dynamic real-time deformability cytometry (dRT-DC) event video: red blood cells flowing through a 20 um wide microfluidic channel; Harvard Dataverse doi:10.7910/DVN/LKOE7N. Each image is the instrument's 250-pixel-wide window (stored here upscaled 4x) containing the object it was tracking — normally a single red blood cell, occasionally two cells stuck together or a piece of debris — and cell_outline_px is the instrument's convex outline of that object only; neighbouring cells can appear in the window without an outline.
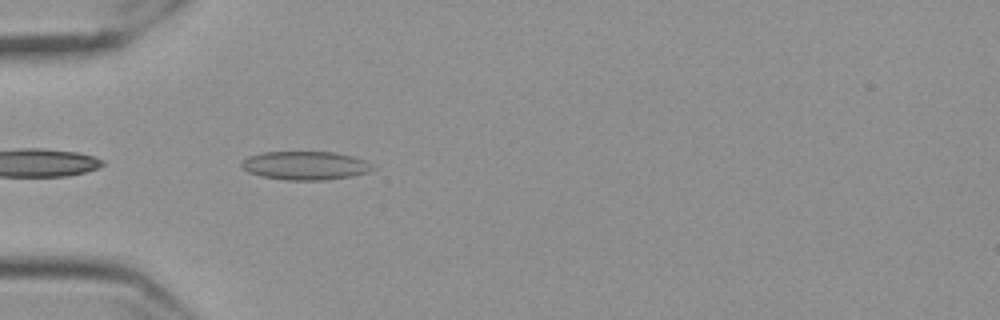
{"species": "Egyptian fruit bat (a non-hibernating species)", "species_latin": "Rousettus aegyptiacus", "temperature_condition": "cold", "stored_images_in_passage": 41, "camera_frame_rate_fps": 3000, "um_per_image_px": 0.085, "frame": {"image": 1, "passage_image": 2, "time_ms": 0.333, "image_size_px": [1000, 320], "cell_outline_px": [[376, 168], [372, 172], [352, 176], [324, 180], [288, 180], [264, 176], [248, 172], [240, 164], [240, 160], [248, 156], [264, 152], [332, 152], [352, 156], [364, 160]], "centroid_in_image_um": [25.97, 14.07], "position_along_channel_um": 59.0, "area_um2": 21.79}}
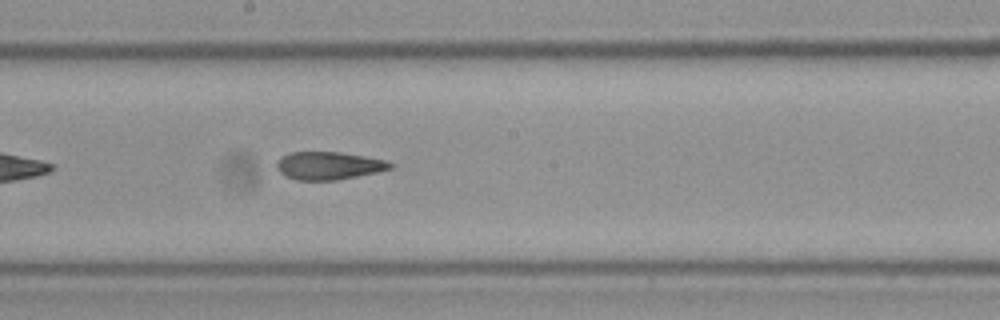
{"frame": {"image": 2, "passage_image": 16, "time_ms": 5.0, "image_size_px": [1000, 320], "cell_outline_px": [[396, 164], [392, 168], [376, 172], [336, 180], [296, 180], [284, 176], [276, 168], [276, 160], [280, 156], [288, 152], [340, 152], [364, 156], [384, 160]], "centroid_in_image_um": [27.88, 14.07], "position_along_channel_um": 220.3, "area_um2": 18.55}}
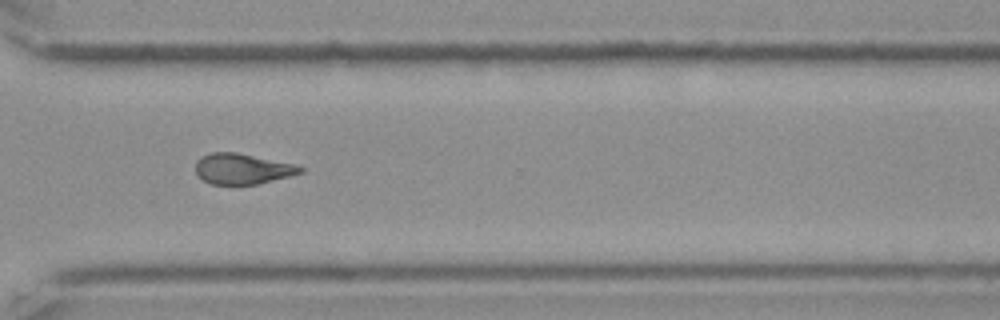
{"frame": {"image": 3, "passage_image": 27, "time_ms": 8.667, "image_size_px": [1000, 320], "cell_outline_px": [[304, 172], [256, 184], [212, 184], [204, 180], [196, 172], [196, 160], [200, 156], [212, 152], [236, 152], [296, 164], [304, 168]], "centroid_in_image_um": [20.6, 14.33], "position_along_channel_um": 350.0, "area_um2": 18.55}, "authors_computed_cell_mechanics": {"area_um2": 19.074, "velocity_mm_per_s": 3.5467, "shape_relaxation_time_tau1_ms": null, "shape_relaxation_time_tau2_ms": 3.5289, "deformation_change_tau1": null, "deformation_change_tau2": 0.1079}}